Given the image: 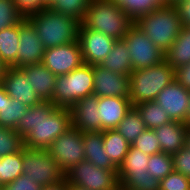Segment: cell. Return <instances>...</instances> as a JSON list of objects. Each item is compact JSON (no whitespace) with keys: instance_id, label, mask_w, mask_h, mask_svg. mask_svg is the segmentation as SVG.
I'll use <instances>...</instances> for the list:
<instances>
[{"instance_id":"obj_34","label":"cell","mask_w":190,"mask_h":190,"mask_svg":"<svg viewBox=\"0 0 190 190\" xmlns=\"http://www.w3.org/2000/svg\"><path fill=\"white\" fill-rule=\"evenodd\" d=\"M23 147V138L15 129L0 127V157L16 153Z\"/></svg>"},{"instance_id":"obj_52","label":"cell","mask_w":190,"mask_h":190,"mask_svg":"<svg viewBox=\"0 0 190 190\" xmlns=\"http://www.w3.org/2000/svg\"><path fill=\"white\" fill-rule=\"evenodd\" d=\"M163 5L167 4V0H159Z\"/></svg>"},{"instance_id":"obj_51","label":"cell","mask_w":190,"mask_h":190,"mask_svg":"<svg viewBox=\"0 0 190 190\" xmlns=\"http://www.w3.org/2000/svg\"><path fill=\"white\" fill-rule=\"evenodd\" d=\"M111 190H122V185L119 184V185H117L115 188H113Z\"/></svg>"},{"instance_id":"obj_35","label":"cell","mask_w":190,"mask_h":190,"mask_svg":"<svg viewBox=\"0 0 190 190\" xmlns=\"http://www.w3.org/2000/svg\"><path fill=\"white\" fill-rule=\"evenodd\" d=\"M23 18L13 0H0V31L18 24Z\"/></svg>"},{"instance_id":"obj_12","label":"cell","mask_w":190,"mask_h":190,"mask_svg":"<svg viewBox=\"0 0 190 190\" xmlns=\"http://www.w3.org/2000/svg\"><path fill=\"white\" fill-rule=\"evenodd\" d=\"M45 48L41 38L37 35L35 26L24 17L19 22V46L17 49V63L14 68L29 64L42 63Z\"/></svg>"},{"instance_id":"obj_41","label":"cell","mask_w":190,"mask_h":190,"mask_svg":"<svg viewBox=\"0 0 190 190\" xmlns=\"http://www.w3.org/2000/svg\"><path fill=\"white\" fill-rule=\"evenodd\" d=\"M24 17L39 12L47 6L41 0H13Z\"/></svg>"},{"instance_id":"obj_47","label":"cell","mask_w":190,"mask_h":190,"mask_svg":"<svg viewBox=\"0 0 190 190\" xmlns=\"http://www.w3.org/2000/svg\"><path fill=\"white\" fill-rule=\"evenodd\" d=\"M187 124H190V95H189V105L187 109Z\"/></svg>"},{"instance_id":"obj_18","label":"cell","mask_w":190,"mask_h":190,"mask_svg":"<svg viewBox=\"0 0 190 190\" xmlns=\"http://www.w3.org/2000/svg\"><path fill=\"white\" fill-rule=\"evenodd\" d=\"M131 107V100L126 97H98L101 131L116 129Z\"/></svg>"},{"instance_id":"obj_26","label":"cell","mask_w":190,"mask_h":190,"mask_svg":"<svg viewBox=\"0 0 190 190\" xmlns=\"http://www.w3.org/2000/svg\"><path fill=\"white\" fill-rule=\"evenodd\" d=\"M19 46V23L0 31V61L5 67H13L17 63Z\"/></svg>"},{"instance_id":"obj_2","label":"cell","mask_w":190,"mask_h":190,"mask_svg":"<svg viewBox=\"0 0 190 190\" xmlns=\"http://www.w3.org/2000/svg\"><path fill=\"white\" fill-rule=\"evenodd\" d=\"M134 24L164 53L172 46L183 27L176 6L168 4L139 17Z\"/></svg>"},{"instance_id":"obj_53","label":"cell","mask_w":190,"mask_h":190,"mask_svg":"<svg viewBox=\"0 0 190 190\" xmlns=\"http://www.w3.org/2000/svg\"><path fill=\"white\" fill-rule=\"evenodd\" d=\"M122 190H132V189H130V188H125V187L122 186Z\"/></svg>"},{"instance_id":"obj_30","label":"cell","mask_w":190,"mask_h":190,"mask_svg":"<svg viewBox=\"0 0 190 190\" xmlns=\"http://www.w3.org/2000/svg\"><path fill=\"white\" fill-rule=\"evenodd\" d=\"M22 163L23 148L16 153L0 157V187L23 174Z\"/></svg>"},{"instance_id":"obj_22","label":"cell","mask_w":190,"mask_h":190,"mask_svg":"<svg viewBox=\"0 0 190 190\" xmlns=\"http://www.w3.org/2000/svg\"><path fill=\"white\" fill-rule=\"evenodd\" d=\"M27 109V105L12 99L0 84V127L16 129Z\"/></svg>"},{"instance_id":"obj_23","label":"cell","mask_w":190,"mask_h":190,"mask_svg":"<svg viewBox=\"0 0 190 190\" xmlns=\"http://www.w3.org/2000/svg\"><path fill=\"white\" fill-rule=\"evenodd\" d=\"M101 66L110 69L114 73L130 75L133 71L129 48L123 39L116 40L112 50L100 63Z\"/></svg>"},{"instance_id":"obj_44","label":"cell","mask_w":190,"mask_h":190,"mask_svg":"<svg viewBox=\"0 0 190 190\" xmlns=\"http://www.w3.org/2000/svg\"><path fill=\"white\" fill-rule=\"evenodd\" d=\"M66 187H67V180L64 177L61 181L55 184H50L45 187H42L41 190H66Z\"/></svg>"},{"instance_id":"obj_37","label":"cell","mask_w":190,"mask_h":190,"mask_svg":"<svg viewBox=\"0 0 190 190\" xmlns=\"http://www.w3.org/2000/svg\"><path fill=\"white\" fill-rule=\"evenodd\" d=\"M159 181L148 175L128 176L121 185L132 190H159Z\"/></svg>"},{"instance_id":"obj_21","label":"cell","mask_w":190,"mask_h":190,"mask_svg":"<svg viewBox=\"0 0 190 190\" xmlns=\"http://www.w3.org/2000/svg\"><path fill=\"white\" fill-rule=\"evenodd\" d=\"M83 145L85 149V160L97 167L109 171H118V167L105 153L103 131L83 132Z\"/></svg>"},{"instance_id":"obj_31","label":"cell","mask_w":190,"mask_h":190,"mask_svg":"<svg viewBox=\"0 0 190 190\" xmlns=\"http://www.w3.org/2000/svg\"><path fill=\"white\" fill-rule=\"evenodd\" d=\"M90 1L91 0H53L48 8L72 17L82 23Z\"/></svg>"},{"instance_id":"obj_8","label":"cell","mask_w":190,"mask_h":190,"mask_svg":"<svg viewBox=\"0 0 190 190\" xmlns=\"http://www.w3.org/2000/svg\"><path fill=\"white\" fill-rule=\"evenodd\" d=\"M64 177L68 183L88 190H111L120 184L118 171L97 167L87 160L74 165Z\"/></svg>"},{"instance_id":"obj_48","label":"cell","mask_w":190,"mask_h":190,"mask_svg":"<svg viewBox=\"0 0 190 190\" xmlns=\"http://www.w3.org/2000/svg\"><path fill=\"white\" fill-rule=\"evenodd\" d=\"M180 1H182V0H167V4L168 5H176Z\"/></svg>"},{"instance_id":"obj_28","label":"cell","mask_w":190,"mask_h":190,"mask_svg":"<svg viewBox=\"0 0 190 190\" xmlns=\"http://www.w3.org/2000/svg\"><path fill=\"white\" fill-rule=\"evenodd\" d=\"M134 107L139 112L147 129L153 130L154 128H158L161 125L172 121L169 118L167 111L155 101L139 103L134 105Z\"/></svg>"},{"instance_id":"obj_14","label":"cell","mask_w":190,"mask_h":190,"mask_svg":"<svg viewBox=\"0 0 190 190\" xmlns=\"http://www.w3.org/2000/svg\"><path fill=\"white\" fill-rule=\"evenodd\" d=\"M0 84L12 99L22 102L27 107H33L42 102L31 87L29 77L20 68L6 67L0 75Z\"/></svg>"},{"instance_id":"obj_1","label":"cell","mask_w":190,"mask_h":190,"mask_svg":"<svg viewBox=\"0 0 190 190\" xmlns=\"http://www.w3.org/2000/svg\"><path fill=\"white\" fill-rule=\"evenodd\" d=\"M71 127L69 108L55 106L52 102H41L28 107L19 120L15 131L23 138L27 149H47L61 134Z\"/></svg>"},{"instance_id":"obj_7","label":"cell","mask_w":190,"mask_h":190,"mask_svg":"<svg viewBox=\"0 0 190 190\" xmlns=\"http://www.w3.org/2000/svg\"><path fill=\"white\" fill-rule=\"evenodd\" d=\"M22 168L23 174L41 187L55 184L64 178V173L46 149L23 147Z\"/></svg>"},{"instance_id":"obj_19","label":"cell","mask_w":190,"mask_h":190,"mask_svg":"<svg viewBox=\"0 0 190 190\" xmlns=\"http://www.w3.org/2000/svg\"><path fill=\"white\" fill-rule=\"evenodd\" d=\"M20 69L29 77L31 87H33L40 100L51 102L57 76L42 63L25 65Z\"/></svg>"},{"instance_id":"obj_43","label":"cell","mask_w":190,"mask_h":190,"mask_svg":"<svg viewBox=\"0 0 190 190\" xmlns=\"http://www.w3.org/2000/svg\"><path fill=\"white\" fill-rule=\"evenodd\" d=\"M175 6L179 12L182 25L190 27V0H182Z\"/></svg>"},{"instance_id":"obj_17","label":"cell","mask_w":190,"mask_h":190,"mask_svg":"<svg viewBox=\"0 0 190 190\" xmlns=\"http://www.w3.org/2000/svg\"><path fill=\"white\" fill-rule=\"evenodd\" d=\"M98 97L89 95L78 100L71 108V126L81 132L101 131Z\"/></svg>"},{"instance_id":"obj_36","label":"cell","mask_w":190,"mask_h":190,"mask_svg":"<svg viewBox=\"0 0 190 190\" xmlns=\"http://www.w3.org/2000/svg\"><path fill=\"white\" fill-rule=\"evenodd\" d=\"M132 146L141 150L143 153L149 156L162 152L159 140L157 139V136L154 133V131L151 129H147L143 133H141L136 138Z\"/></svg>"},{"instance_id":"obj_3","label":"cell","mask_w":190,"mask_h":190,"mask_svg":"<svg viewBox=\"0 0 190 190\" xmlns=\"http://www.w3.org/2000/svg\"><path fill=\"white\" fill-rule=\"evenodd\" d=\"M45 49L78 41V20L46 7L27 17Z\"/></svg>"},{"instance_id":"obj_4","label":"cell","mask_w":190,"mask_h":190,"mask_svg":"<svg viewBox=\"0 0 190 190\" xmlns=\"http://www.w3.org/2000/svg\"><path fill=\"white\" fill-rule=\"evenodd\" d=\"M134 22L113 0H91L82 25L115 39H123Z\"/></svg>"},{"instance_id":"obj_50","label":"cell","mask_w":190,"mask_h":190,"mask_svg":"<svg viewBox=\"0 0 190 190\" xmlns=\"http://www.w3.org/2000/svg\"><path fill=\"white\" fill-rule=\"evenodd\" d=\"M41 1L48 7L53 0H41Z\"/></svg>"},{"instance_id":"obj_6","label":"cell","mask_w":190,"mask_h":190,"mask_svg":"<svg viewBox=\"0 0 190 190\" xmlns=\"http://www.w3.org/2000/svg\"><path fill=\"white\" fill-rule=\"evenodd\" d=\"M93 66L83 63L68 74L57 76L51 102L61 108H71L78 100L94 91Z\"/></svg>"},{"instance_id":"obj_15","label":"cell","mask_w":190,"mask_h":190,"mask_svg":"<svg viewBox=\"0 0 190 190\" xmlns=\"http://www.w3.org/2000/svg\"><path fill=\"white\" fill-rule=\"evenodd\" d=\"M93 95L129 98L130 75L114 73L100 64L93 65Z\"/></svg>"},{"instance_id":"obj_49","label":"cell","mask_w":190,"mask_h":190,"mask_svg":"<svg viewBox=\"0 0 190 190\" xmlns=\"http://www.w3.org/2000/svg\"><path fill=\"white\" fill-rule=\"evenodd\" d=\"M5 66L3 65V63L0 61V75L4 72L5 70Z\"/></svg>"},{"instance_id":"obj_33","label":"cell","mask_w":190,"mask_h":190,"mask_svg":"<svg viewBox=\"0 0 190 190\" xmlns=\"http://www.w3.org/2000/svg\"><path fill=\"white\" fill-rule=\"evenodd\" d=\"M173 170L172 155L164 152L150 155L147 172L159 182L169 175Z\"/></svg>"},{"instance_id":"obj_42","label":"cell","mask_w":190,"mask_h":190,"mask_svg":"<svg viewBox=\"0 0 190 190\" xmlns=\"http://www.w3.org/2000/svg\"><path fill=\"white\" fill-rule=\"evenodd\" d=\"M174 79L190 91V63L175 69Z\"/></svg>"},{"instance_id":"obj_20","label":"cell","mask_w":190,"mask_h":190,"mask_svg":"<svg viewBox=\"0 0 190 190\" xmlns=\"http://www.w3.org/2000/svg\"><path fill=\"white\" fill-rule=\"evenodd\" d=\"M189 124L170 121L153 131L159 140L161 151L173 155L185 146L186 132Z\"/></svg>"},{"instance_id":"obj_27","label":"cell","mask_w":190,"mask_h":190,"mask_svg":"<svg viewBox=\"0 0 190 190\" xmlns=\"http://www.w3.org/2000/svg\"><path fill=\"white\" fill-rule=\"evenodd\" d=\"M103 144L105 153L119 168L123 163L130 145L116 129L103 131Z\"/></svg>"},{"instance_id":"obj_45","label":"cell","mask_w":190,"mask_h":190,"mask_svg":"<svg viewBox=\"0 0 190 190\" xmlns=\"http://www.w3.org/2000/svg\"><path fill=\"white\" fill-rule=\"evenodd\" d=\"M66 190H88V189H85V188H82V187H79L67 182Z\"/></svg>"},{"instance_id":"obj_16","label":"cell","mask_w":190,"mask_h":190,"mask_svg":"<svg viewBox=\"0 0 190 190\" xmlns=\"http://www.w3.org/2000/svg\"><path fill=\"white\" fill-rule=\"evenodd\" d=\"M190 91L185 89L175 79L166 86L155 98L172 121L187 123V109Z\"/></svg>"},{"instance_id":"obj_13","label":"cell","mask_w":190,"mask_h":190,"mask_svg":"<svg viewBox=\"0 0 190 190\" xmlns=\"http://www.w3.org/2000/svg\"><path fill=\"white\" fill-rule=\"evenodd\" d=\"M83 62L89 65L100 64L112 50L115 39L102 32L85 28L82 24L78 29Z\"/></svg>"},{"instance_id":"obj_11","label":"cell","mask_w":190,"mask_h":190,"mask_svg":"<svg viewBox=\"0 0 190 190\" xmlns=\"http://www.w3.org/2000/svg\"><path fill=\"white\" fill-rule=\"evenodd\" d=\"M83 63L79 41L45 49L42 60L56 76L68 74Z\"/></svg>"},{"instance_id":"obj_29","label":"cell","mask_w":190,"mask_h":190,"mask_svg":"<svg viewBox=\"0 0 190 190\" xmlns=\"http://www.w3.org/2000/svg\"><path fill=\"white\" fill-rule=\"evenodd\" d=\"M145 130H147L145 123L134 106L126 113L116 128V131L131 145Z\"/></svg>"},{"instance_id":"obj_38","label":"cell","mask_w":190,"mask_h":190,"mask_svg":"<svg viewBox=\"0 0 190 190\" xmlns=\"http://www.w3.org/2000/svg\"><path fill=\"white\" fill-rule=\"evenodd\" d=\"M159 190H190V178L172 171L160 181Z\"/></svg>"},{"instance_id":"obj_9","label":"cell","mask_w":190,"mask_h":190,"mask_svg":"<svg viewBox=\"0 0 190 190\" xmlns=\"http://www.w3.org/2000/svg\"><path fill=\"white\" fill-rule=\"evenodd\" d=\"M65 174L74 165L85 160L83 132L71 126L46 149Z\"/></svg>"},{"instance_id":"obj_39","label":"cell","mask_w":190,"mask_h":190,"mask_svg":"<svg viewBox=\"0 0 190 190\" xmlns=\"http://www.w3.org/2000/svg\"><path fill=\"white\" fill-rule=\"evenodd\" d=\"M173 170L190 178V149L184 146L172 155Z\"/></svg>"},{"instance_id":"obj_25","label":"cell","mask_w":190,"mask_h":190,"mask_svg":"<svg viewBox=\"0 0 190 190\" xmlns=\"http://www.w3.org/2000/svg\"><path fill=\"white\" fill-rule=\"evenodd\" d=\"M165 60L174 70L190 63V27H182L177 39L165 53Z\"/></svg>"},{"instance_id":"obj_10","label":"cell","mask_w":190,"mask_h":190,"mask_svg":"<svg viewBox=\"0 0 190 190\" xmlns=\"http://www.w3.org/2000/svg\"><path fill=\"white\" fill-rule=\"evenodd\" d=\"M123 40L129 48L133 70L148 68L165 60V53L134 23L129 27Z\"/></svg>"},{"instance_id":"obj_32","label":"cell","mask_w":190,"mask_h":190,"mask_svg":"<svg viewBox=\"0 0 190 190\" xmlns=\"http://www.w3.org/2000/svg\"><path fill=\"white\" fill-rule=\"evenodd\" d=\"M117 3L133 22L163 5L159 0H119Z\"/></svg>"},{"instance_id":"obj_46","label":"cell","mask_w":190,"mask_h":190,"mask_svg":"<svg viewBox=\"0 0 190 190\" xmlns=\"http://www.w3.org/2000/svg\"><path fill=\"white\" fill-rule=\"evenodd\" d=\"M185 146L190 149V124L186 132Z\"/></svg>"},{"instance_id":"obj_40","label":"cell","mask_w":190,"mask_h":190,"mask_svg":"<svg viewBox=\"0 0 190 190\" xmlns=\"http://www.w3.org/2000/svg\"><path fill=\"white\" fill-rule=\"evenodd\" d=\"M41 186L32 182L25 174L20 175L13 182L0 187V190H41Z\"/></svg>"},{"instance_id":"obj_5","label":"cell","mask_w":190,"mask_h":190,"mask_svg":"<svg viewBox=\"0 0 190 190\" xmlns=\"http://www.w3.org/2000/svg\"><path fill=\"white\" fill-rule=\"evenodd\" d=\"M175 76V70L166 60L148 68L133 70L129 80V99L132 106L154 101Z\"/></svg>"},{"instance_id":"obj_24","label":"cell","mask_w":190,"mask_h":190,"mask_svg":"<svg viewBox=\"0 0 190 190\" xmlns=\"http://www.w3.org/2000/svg\"><path fill=\"white\" fill-rule=\"evenodd\" d=\"M149 155L130 145L123 163L118 168L119 183L121 184L128 176L148 175Z\"/></svg>"}]
</instances>
